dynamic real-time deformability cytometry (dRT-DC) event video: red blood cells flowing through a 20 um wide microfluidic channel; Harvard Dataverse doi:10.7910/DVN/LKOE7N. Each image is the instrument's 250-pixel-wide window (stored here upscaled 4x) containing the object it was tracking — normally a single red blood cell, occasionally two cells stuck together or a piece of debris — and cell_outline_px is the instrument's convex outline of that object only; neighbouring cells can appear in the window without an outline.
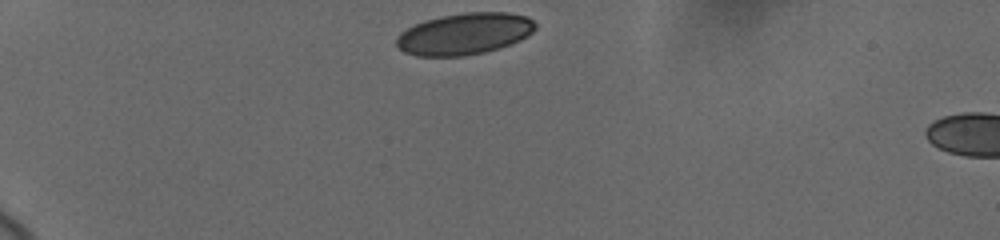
{"species": "human", "species_latin": "Homo sapiens", "temperature_condition": "cold", "stored_images_in_passage": 3, "camera_frame_rate_fps": 3000, "um_per_image_px": 0.085, "donor": {"sex": "female"}, "frame": {"image": 1, "passage_image": 1, "time_ms": 0.0, "image_size_px": [1000, 240], "cell_outline_px": [[536, 28], [528, 36], [512, 44], [500, 48], [484, 52], [464, 56], [416, 56], [404, 52], [396, 44], [396, 36], [400, 32], [424, 20], [440, 16], [464, 12], [508, 12], [528, 16], [536, 24]], "centroid_in_image_um": [39.49, 2.87], "position_along_channel_um": 45.5, "area_um2": 33.93}}